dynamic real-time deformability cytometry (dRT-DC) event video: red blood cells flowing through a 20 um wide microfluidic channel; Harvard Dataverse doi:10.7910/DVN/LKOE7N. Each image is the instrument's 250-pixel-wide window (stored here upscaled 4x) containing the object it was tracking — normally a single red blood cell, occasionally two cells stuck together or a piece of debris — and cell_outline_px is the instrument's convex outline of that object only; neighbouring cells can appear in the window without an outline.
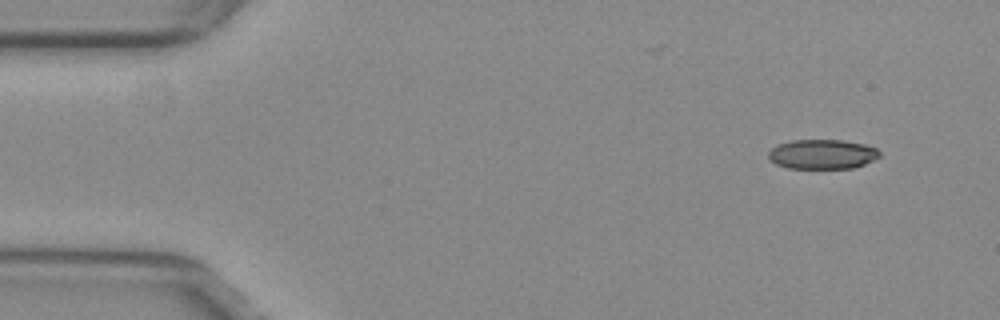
{"species": "common noctule bat (a hibernating species)", "species_latin": "Nyctalus noctula", "temperature_condition": "warm", "stored_images_in_passage": 27, "camera_frame_rate_fps": 3000, "um_per_image_px": 0.085, "animal": {"sex": "female", "body_mass_g": 29.2, "forearm_length_mm": 56.3}, "frame": {"image": 1, "passage_image": 1, "time_ms": 0.0, "image_size_px": [1000, 320], "cell_outline_px": [[880, 156], [864, 164], [852, 168], [788, 168], [776, 164], [768, 156], [768, 152], [776, 144], [792, 140], [844, 140], [864, 144], [876, 148], [880, 152]], "centroid_in_image_um": [69.88, 13.1], "position_along_channel_um": 15.1, "area_um2": 19.13}}
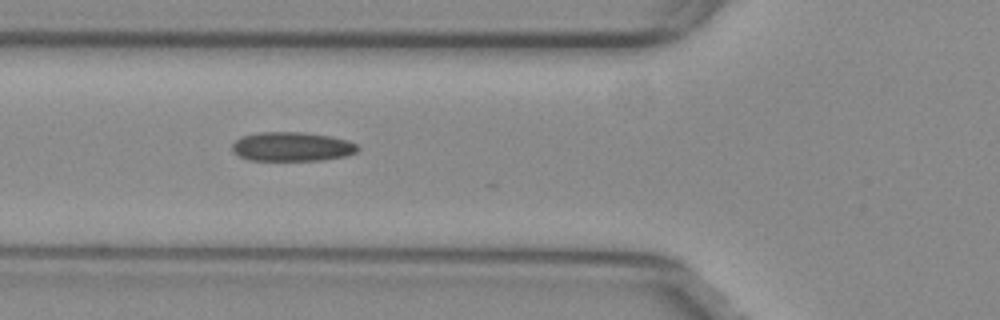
{"frame": {"image": 2, "passage_image": 16, "time_ms": 5.0, "image_size_px": [1000, 320], "cell_outline_px": [[360, 148], [356, 152], [348, 156], [324, 160], [248, 160], [240, 156], [232, 148], [232, 144], [236, 140], [244, 136], [260, 132], [304, 132], [332, 136], [348, 140], [356, 144]], "centroid_in_image_um": [24.88, 12.46], "position_along_channel_um": 100.9, "area_um2": 21.39}}
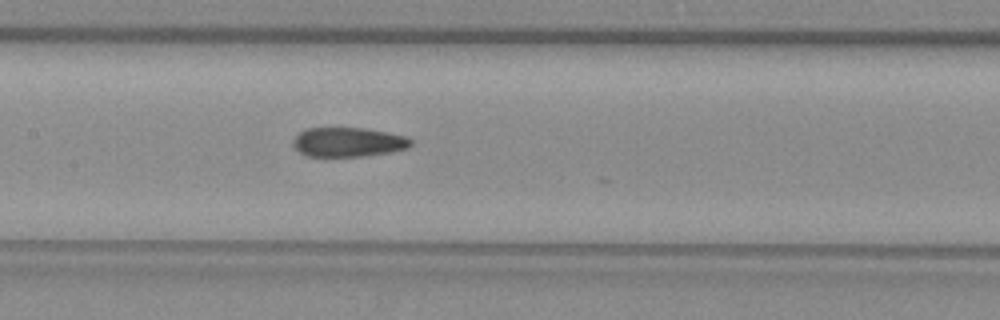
{"frame": {"image": 3, "passage_image": 22, "time_ms": 7.0, "image_size_px": [1000, 320], "cell_outline_px": [[412, 144], [408, 148], [388, 152], [364, 156], [308, 156], [300, 152], [292, 144], [292, 140], [300, 132], [308, 128], [364, 128], [404, 136], [412, 140]], "centroid_in_image_um": [29.57, 12.08], "position_along_channel_um": 177.8, "area_um2": 19.88}}